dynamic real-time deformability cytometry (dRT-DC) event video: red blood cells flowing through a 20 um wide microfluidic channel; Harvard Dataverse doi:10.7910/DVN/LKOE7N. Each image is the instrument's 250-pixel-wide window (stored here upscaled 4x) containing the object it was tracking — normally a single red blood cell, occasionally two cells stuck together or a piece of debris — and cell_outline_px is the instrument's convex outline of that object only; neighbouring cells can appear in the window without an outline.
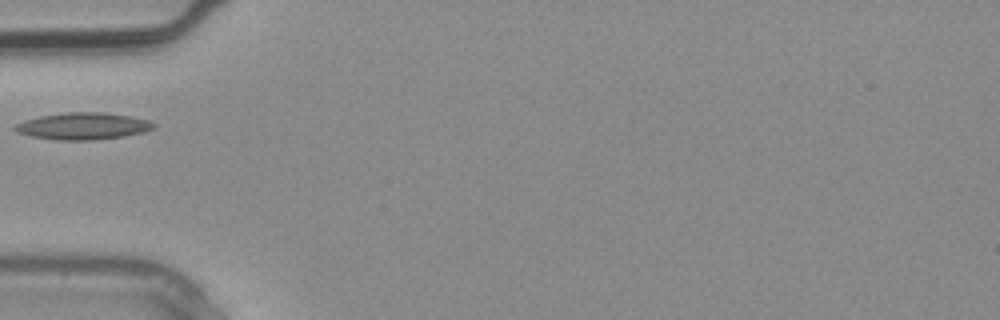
{"species": "common noctule bat (a hibernating species)", "species_latin": "Nyctalus noctula", "temperature_condition": "warm", "stored_images_in_passage": 1, "camera_frame_rate_fps": 3000, "um_per_image_px": 0.085, "animal": {"sex": "male", "body_mass_g": 20.4}, "frame": {"image": 1, "passage_image": 1, "time_ms": 0.0, "image_size_px": [1000, 320], "cell_outline_px": [[156, 124], [152, 128], [144, 132], [124, 136], [92, 140], [56, 140], [32, 136], [16, 132], [12, 128], [16, 124], [24, 120], [40, 116], [68, 112], [104, 112], [128, 116], [148, 120]], "centroid_in_image_um": [7.03, 10.72], "position_along_channel_um": 78.0, "area_um2": 21.62}}